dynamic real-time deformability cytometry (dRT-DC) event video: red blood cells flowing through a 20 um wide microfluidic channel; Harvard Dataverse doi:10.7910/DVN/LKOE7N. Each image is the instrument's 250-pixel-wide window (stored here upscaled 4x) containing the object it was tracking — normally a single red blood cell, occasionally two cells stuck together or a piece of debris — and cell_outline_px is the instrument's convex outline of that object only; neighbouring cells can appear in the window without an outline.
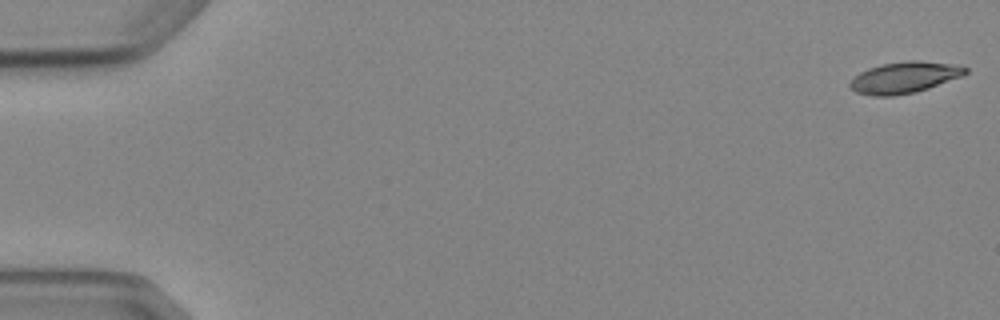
{"species": "Egyptian fruit bat (a non-hibernating species)", "species_latin": "Rousettus aegyptiacus", "temperature_condition": "cold", "stored_images_in_passage": 8, "camera_frame_rate_fps": 3000, "um_per_image_px": 0.085, "animal": {"sex": "female"}, "frame": {"image": 1, "passage_image": 1, "time_ms": 0.0, "image_size_px": [1000, 320], "cell_outline_px": [[968, 72], [964, 76], [916, 92], [892, 96], [872, 96], [856, 92], [848, 84], [860, 72], [868, 68], [880, 64], [908, 60], [920, 60], [960, 64], [968, 68]], "centroid_in_image_um": [76.94, 6.57], "position_along_channel_um": 8.1, "area_um2": 21.39}}
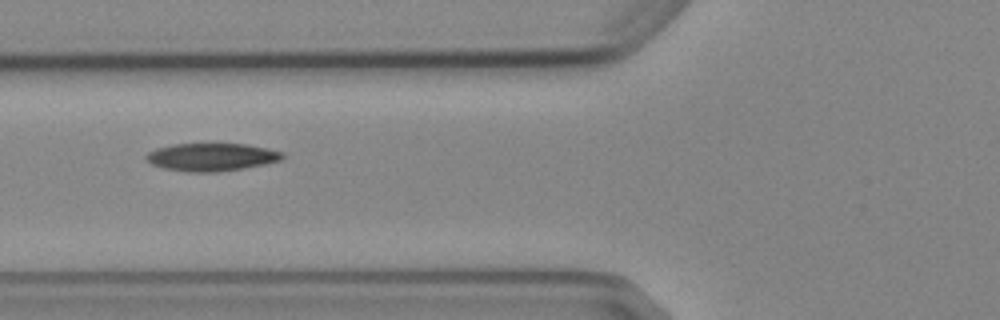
{"frame": {"image": 2, "passage_image": 6, "time_ms": 6.667, "image_size_px": [1000, 320], "cell_outline_px": [[284, 156], [280, 160], [264, 164], [244, 168], [216, 172], [188, 172], [164, 168], [152, 164], [144, 156], [148, 152], [156, 148], [172, 144], [244, 144], [268, 148], [284, 152]], "centroid_in_image_um": [17.98, 13.35], "position_along_channel_um": 107.8, "area_um2": 22.02}}
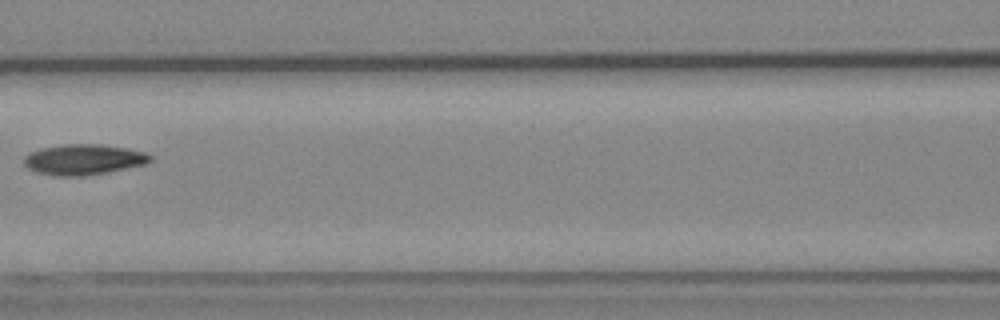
{"frame": {"image": 3, "passage_image": 7, "time_ms": 8.0, "image_size_px": [1000, 320], "cell_outline_px": [[152, 160], [144, 164], [108, 172], [84, 176], [56, 176], [36, 172], [28, 168], [24, 164], [24, 156], [28, 152], [40, 148], [64, 144], [100, 144], [128, 148], [144, 152], [152, 156]], "centroid_in_image_um": [7.07, 13.55], "position_along_channel_um": 159.5, "area_um2": 22.6}}